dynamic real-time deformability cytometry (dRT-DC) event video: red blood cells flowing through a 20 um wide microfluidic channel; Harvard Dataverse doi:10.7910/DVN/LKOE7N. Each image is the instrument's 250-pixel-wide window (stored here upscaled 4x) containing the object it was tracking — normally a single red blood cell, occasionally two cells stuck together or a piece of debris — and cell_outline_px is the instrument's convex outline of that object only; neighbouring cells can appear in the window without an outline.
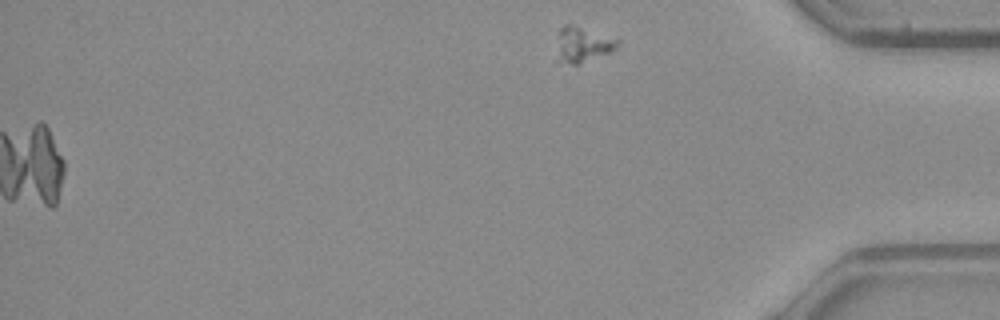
{"species": "common noctule bat (a hibernating species)", "species_latin": "Nyctalus noctula", "temperature_condition": "warm", "stored_images_in_passage": 41, "segment_of_instrument_passage": [2, 2], "camera_frame_rate_fps": 3000, "um_per_image_px": 0.085, "animal": {"sex": "male", "body_mass_g": 23.1, "forearm_length_mm": 52.7}, "frame": {"image": 1, "passage_image": 41, "time_ms": 13.333, "image_size_px": [1000, 320], "cell_outline_px": [[620, 44], [612, 52], [580, 64], [572, 64], [556, 60], [560, 28], [564, 24], [568, 24], [620, 40]], "centroid_in_image_um": [49.54, 3.82], "position_along_channel_um": 385.7, "area_um2": 12.31}}